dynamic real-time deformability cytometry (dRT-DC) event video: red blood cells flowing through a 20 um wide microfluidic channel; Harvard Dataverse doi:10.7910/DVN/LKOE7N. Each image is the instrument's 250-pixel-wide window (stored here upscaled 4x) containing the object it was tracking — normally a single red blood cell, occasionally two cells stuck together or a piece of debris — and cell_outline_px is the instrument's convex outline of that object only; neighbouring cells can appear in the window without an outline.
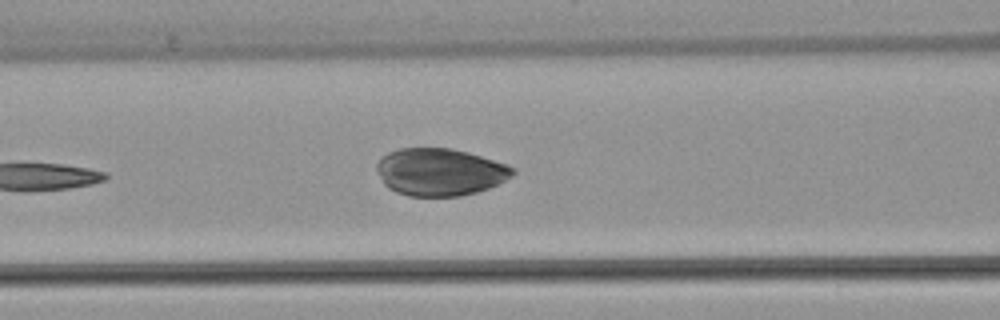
{"species": "common noctule bat (a hibernating species)", "species_latin": "Nyctalus noctula", "temperature_condition": "warm", "stored_images_in_passage": 5, "camera_frame_rate_fps": 3000, "um_per_image_px": 0.085, "animal": {"sex": "female", "body_mass_g": 22.7, "forearm_length_mm": 54.2}, "frame": {"image": 1, "passage_image": 5, "time_ms": 6.333, "image_size_px": [1000, 320], "cell_outline_px": [[516, 172], [512, 176], [488, 188], [476, 192], [460, 196], [408, 196], [396, 192], [388, 188], [384, 184], [376, 168], [376, 164], [388, 152], [400, 148], [452, 148], [468, 152], [508, 164], [516, 168]], "centroid_in_image_um": [37.41, 14.61], "position_along_channel_um": 129.2, "area_um2": 37.57}}